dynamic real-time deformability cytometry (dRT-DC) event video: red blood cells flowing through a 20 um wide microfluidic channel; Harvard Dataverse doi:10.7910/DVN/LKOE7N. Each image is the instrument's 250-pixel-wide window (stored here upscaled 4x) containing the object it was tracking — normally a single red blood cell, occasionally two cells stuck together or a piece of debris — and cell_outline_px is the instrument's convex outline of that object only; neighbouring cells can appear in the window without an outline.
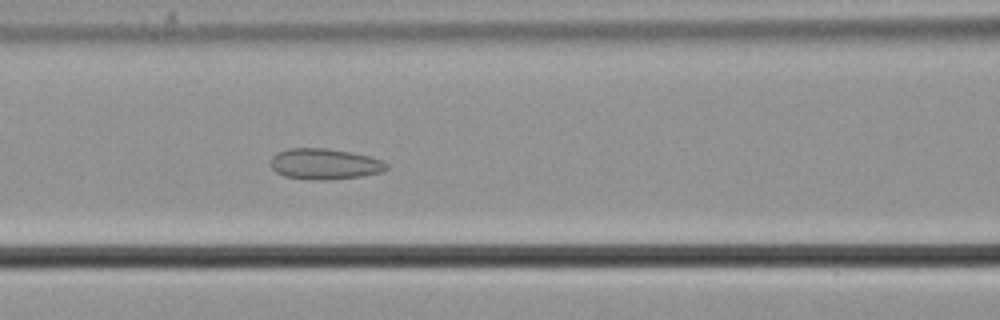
{"species": "common noctule bat (a hibernating species)", "species_latin": "Nyctalus noctula", "temperature_condition": "cold", "stored_images_in_passage": 43, "camera_frame_rate_fps": 3000, "um_per_image_px": 0.085, "animal": {"sex": "male", "body_mass_g": 21.5, "forearm_length_mm": 52.0}, "frame": {"image": 1, "passage_image": 22, "time_ms": 7.0, "image_size_px": [1000, 320], "cell_outline_px": [[388, 168], [384, 172], [364, 176], [328, 180], [312, 180], [284, 176], [276, 172], [272, 168], [272, 156], [276, 152], [288, 148], [324, 148], [348, 152], [368, 156], [380, 160], [388, 164]], "centroid_in_image_um": [27.6, 13.95], "position_along_channel_um": 139.0, "area_um2": 20.87}}
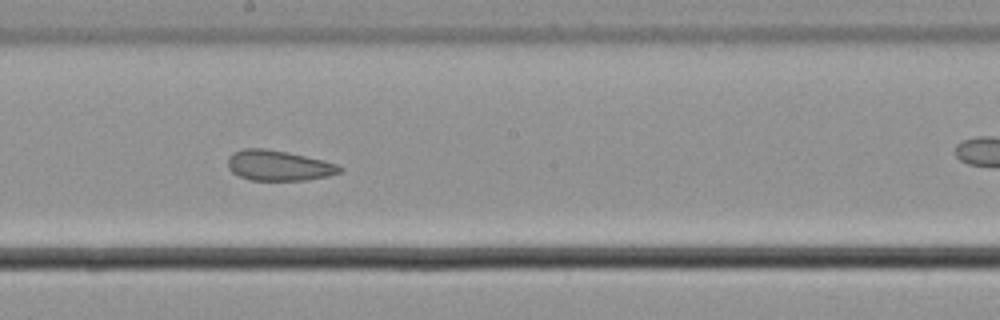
{"frame": {"image": 2, "passage_image": 29, "time_ms": 9.333, "image_size_px": [1000, 320], "cell_outline_px": [[344, 168], [340, 172], [328, 176], [304, 180], [252, 180], [240, 176], [232, 172], [228, 168], [228, 156], [232, 152], [244, 148], [264, 148], [288, 152], [324, 160], [336, 164]], "centroid_in_image_um": [23.67, 14.06], "position_along_channel_um": 224.5, "area_um2": 19.83}}
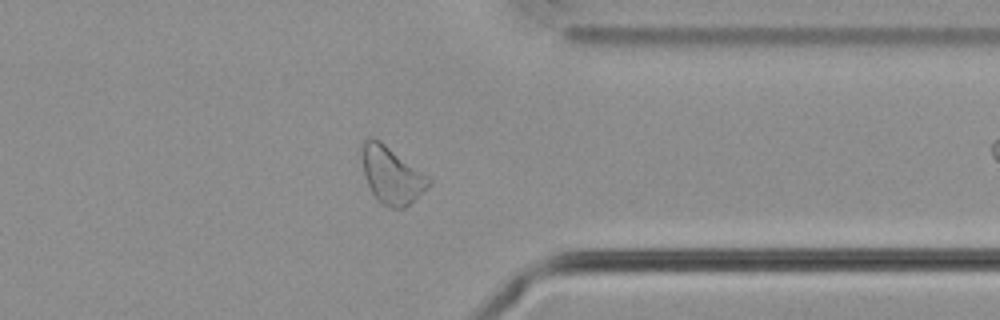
{"frame": {"image": 3, "passage_image": 42, "time_ms": 13.667, "image_size_px": [1000, 320], "cell_outline_px": [[432, 184], [404, 208], [388, 208], [376, 200], [368, 184], [364, 172], [360, 152], [364, 140], [372, 136], [380, 140], [428, 176], [432, 180]], "centroid_in_image_um": [33.27, 14.88], "position_along_channel_um": 378.1, "area_um2": 22.2}}